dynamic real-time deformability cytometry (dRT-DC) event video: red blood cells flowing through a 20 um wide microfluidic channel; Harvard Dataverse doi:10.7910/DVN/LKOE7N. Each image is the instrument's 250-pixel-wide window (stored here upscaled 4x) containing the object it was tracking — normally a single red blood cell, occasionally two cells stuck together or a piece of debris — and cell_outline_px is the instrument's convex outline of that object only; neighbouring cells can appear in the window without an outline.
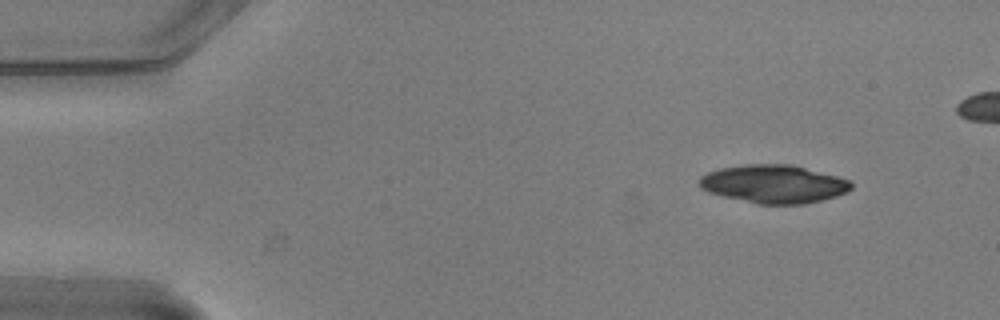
{"species": "common noctule bat (a hibernating species)", "species_latin": "Nyctalus noctula", "temperature_condition": "warm", "stored_images_in_passage": 46, "camera_frame_rate_fps": 3000, "um_per_image_px": 0.085, "animal": {"sex": "male", "body_mass_g": 20.5, "forearm_length_mm": 52.5}, "frame": {"image": 1, "passage_image": 1, "time_ms": 0.0, "image_size_px": [1000, 320], "cell_outline_px": [[852, 188], [848, 192], [836, 196], [804, 204], [756, 204], [708, 192], [700, 188], [700, 176], [708, 172], [720, 168], [744, 164], [792, 164], [852, 180]], "centroid_in_image_um": [65.79, 15.63], "position_along_channel_um": 19.2, "area_um2": 33.93}}